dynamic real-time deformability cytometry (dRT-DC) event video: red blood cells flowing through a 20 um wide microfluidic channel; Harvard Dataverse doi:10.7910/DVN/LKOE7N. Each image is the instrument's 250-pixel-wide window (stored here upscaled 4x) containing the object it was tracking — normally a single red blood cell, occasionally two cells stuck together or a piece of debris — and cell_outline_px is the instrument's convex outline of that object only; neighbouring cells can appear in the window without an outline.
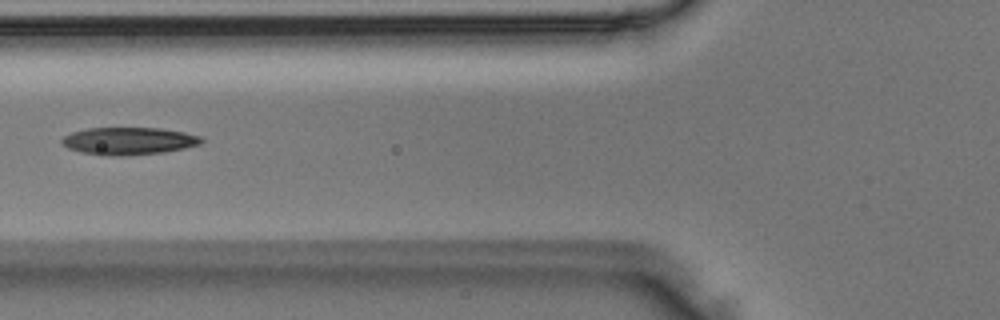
{"species": "Egyptian fruit bat (a non-hibernating species)", "species_latin": "Rousettus aegyptiacus", "temperature_condition": "room temperature", "stored_images_in_passage": 6, "camera_frame_rate_fps": 3000, "um_per_image_px": 0.085, "animal": {"sex": "male"}, "frame": {"image": 1, "passage_image": 6, "time_ms": 1.667, "image_size_px": [1000, 320], "cell_outline_px": [[204, 140], [200, 144], [184, 148], [164, 152], [124, 156], [108, 156], [80, 152], [68, 148], [60, 140], [64, 136], [72, 132], [88, 128], [160, 128], [184, 132], [200, 136]], "centroid_in_image_um": [10.94, 11.99], "position_along_channel_um": 114.9, "area_um2": 22.31}}